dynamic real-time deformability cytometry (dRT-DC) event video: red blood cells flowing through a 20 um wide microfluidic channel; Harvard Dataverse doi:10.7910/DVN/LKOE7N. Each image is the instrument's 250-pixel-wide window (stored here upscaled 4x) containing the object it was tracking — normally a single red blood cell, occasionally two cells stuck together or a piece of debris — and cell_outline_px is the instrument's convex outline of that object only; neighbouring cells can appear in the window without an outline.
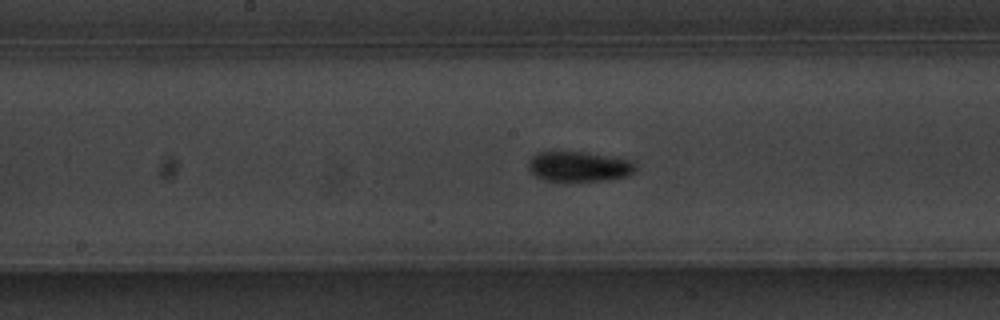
{"species": "common noctule bat (a hibernating species)", "species_latin": "Nyctalus noctula", "temperature_condition": "warm", "stored_images_in_passage": 46, "camera_frame_rate_fps": 3000, "um_per_image_px": 0.085, "animal": {"sex": "male", "body_mass_g": 20.1, "forearm_length_mm": 53.5}, "frame": {"image": 1, "passage_image": 20, "time_ms": 6.333, "image_size_px": [1000, 320], "cell_outline_px": [[636, 172], [628, 176], [608, 180], [568, 184], [544, 180], [528, 172], [528, 160], [536, 152], [552, 148], [584, 152], [636, 160]], "centroid_in_image_um": [49.16, 14.15], "position_along_channel_um": 199.0, "area_um2": 20.63}, "authors_computed_cell_mechanics": {"area_um2": 17.6001, "velocity_mm_per_s": 3.7928, "shape_relaxation_time_tau1_ms": 3.2314, "shape_relaxation_time_tau2_ms": 4.621, "deformation_change_tau1": 0.1489, "deformation_change_tau2": 0.0742}}